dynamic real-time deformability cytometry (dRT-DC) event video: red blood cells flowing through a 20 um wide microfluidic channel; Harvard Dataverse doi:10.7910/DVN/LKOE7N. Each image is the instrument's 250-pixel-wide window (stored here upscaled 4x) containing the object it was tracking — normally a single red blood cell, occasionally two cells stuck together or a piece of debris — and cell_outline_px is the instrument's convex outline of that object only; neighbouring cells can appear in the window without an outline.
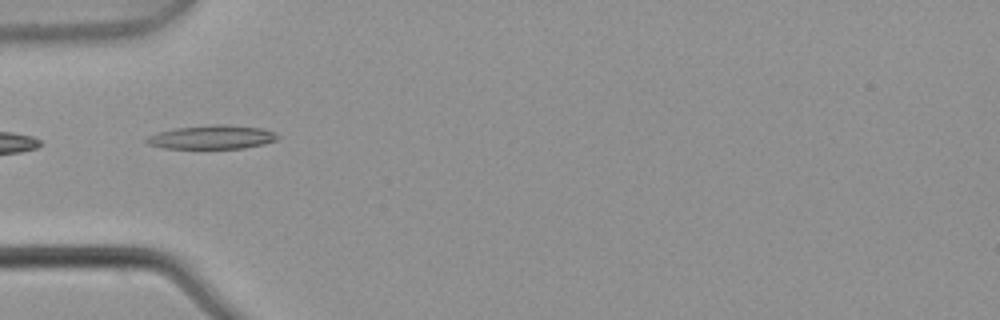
{"species": "common noctule bat (a hibernating species)", "species_latin": "Nyctalus noctula", "temperature_condition": "warm", "stored_images_in_passage": 7, "camera_frame_rate_fps": 3000, "um_per_image_px": 0.085, "animal": {"sex": "male", "body_mass_g": 21.5, "forearm_length_mm": 52.0}, "frame": {"image": 1, "passage_image": 5, "time_ms": 1.333, "image_size_px": [1000, 320], "cell_outline_px": [[280, 136], [276, 140], [264, 144], [244, 148], [164, 148], [148, 144], [144, 140], [148, 136], [160, 132], [176, 128], [212, 124], [228, 124], [260, 128], [276, 132]], "centroid_in_image_um": [18.06, 11.65], "position_along_channel_um": 66.9, "area_um2": 18.15}}
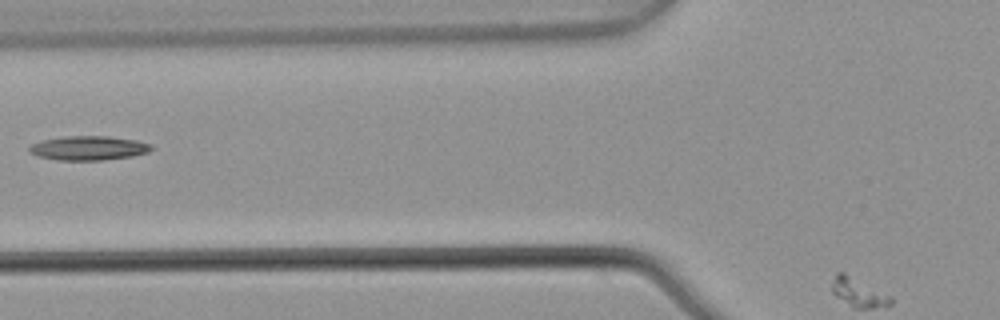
{"frame": {"image": 2, "passage_image": 6, "time_ms": 1.667, "image_size_px": [1000, 320], "cell_outline_px": [[152, 148], [148, 152], [132, 156], [100, 160], [60, 160], [40, 156], [28, 152], [28, 148], [32, 144], [44, 140], [64, 136], [108, 136], [136, 140], [152, 144]], "centroid_in_image_um": [7.54, 12.58], "position_along_channel_um": 118.3, "area_um2": 17.05}}